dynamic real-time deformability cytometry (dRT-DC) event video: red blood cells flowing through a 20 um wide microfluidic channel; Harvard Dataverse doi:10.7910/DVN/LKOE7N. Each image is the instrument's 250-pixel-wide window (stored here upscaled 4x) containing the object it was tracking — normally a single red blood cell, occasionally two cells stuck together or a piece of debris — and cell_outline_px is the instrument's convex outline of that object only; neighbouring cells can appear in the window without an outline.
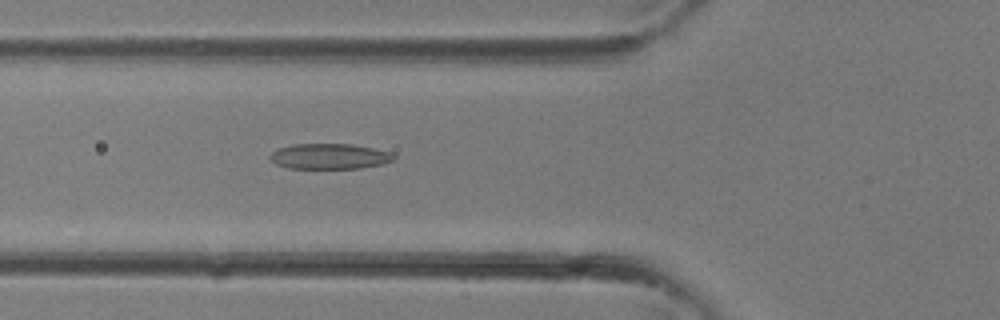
{"species": "common noctule bat (a hibernating species)", "species_latin": "Nyctalus noctula", "temperature_condition": "room temperature", "stored_images_in_passage": 23, "camera_frame_rate_fps": 3000, "um_per_image_px": 0.085, "animal": {"sex": "female"}, "frame": {"image": 1, "passage_image": 2, "time_ms": 0.333, "image_size_px": [1000, 320], "cell_outline_px": [[396, 160], [384, 164], [360, 168], [288, 168], [276, 164], [268, 156], [272, 152], [280, 148], [292, 144], [352, 144], [392, 152], [396, 156]], "centroid_in_image_um": [28.06, 13.29], "position_along_channel_um": 97.7, "area_um2": 18.44}}
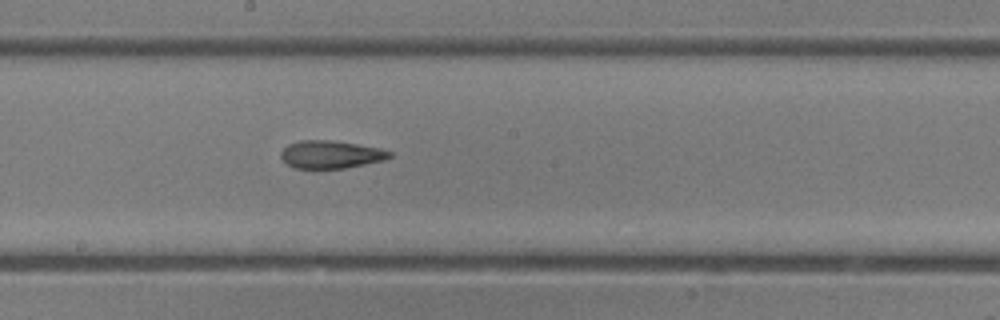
{"frame": {"image": 2, "passage_image": 8, "time_ms": 2.333, "image_size_px": [1000, 320], "cell_outline_px": [[392, 156], [384, 160], [344, 168], [316, 172], [296, 168], [288, 164], [280, 156], [280, 152], [288, 144], [300, 140], [332, 140], [380, 148], [392, 152]], "centroid_in_image_um": [28.08, 13.17], "position_along_channel_um": 220.1, "area_um2": 18.15}}
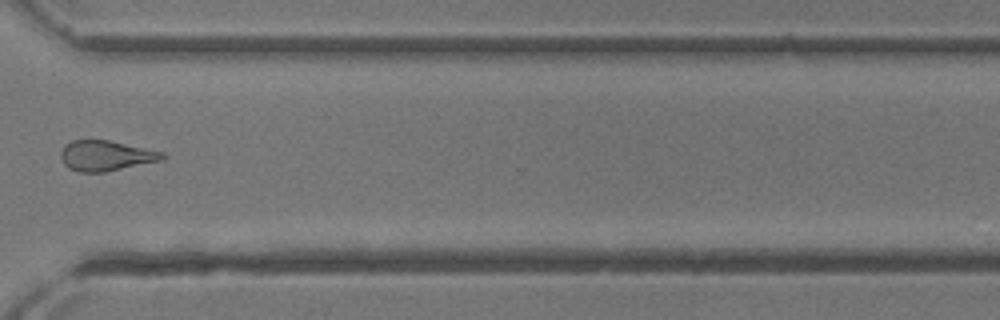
{"frame": {"image": 3, "passage_image": 15, "time_ms": 4.667, "image_size_px": [1000, 320], "cell_outline_px": [[168, 156], [164, 160], [104, 172], [80, 172], [68, 168], [64, 164], [60, 156], [60, 152], [64, 144], [72, 140], [108, 140], [164, 152]], "centroid_in_image_um": [9.01, 13.23], "position_along_channel_um": 361.6, "area_um2": 18.09}}